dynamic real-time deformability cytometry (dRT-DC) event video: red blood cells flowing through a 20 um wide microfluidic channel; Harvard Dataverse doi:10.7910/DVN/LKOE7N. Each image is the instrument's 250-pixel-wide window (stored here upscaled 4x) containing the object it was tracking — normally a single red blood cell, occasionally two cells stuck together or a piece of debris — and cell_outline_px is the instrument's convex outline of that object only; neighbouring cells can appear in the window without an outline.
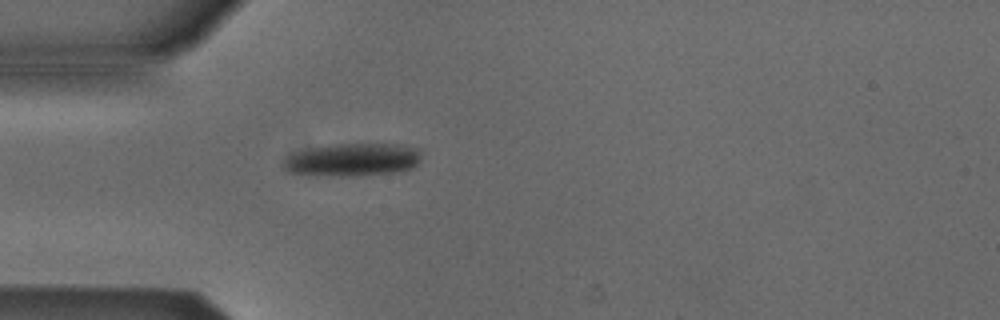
{"species": "Egyptian fruit bat (a non-hibernating species)", "species_latin": "Rousettus aegyptiacus", "temperature_condition": "cold", "stored_images_in_passage": 51, "camera_frame_rate_fps": 3000, "um_per_image_px": 0.085, "animal": {"sex": "male"}, "frame": {"image": 1, "passage_image": 13, "time_ms": 4.0, "image_size_px": [1000, 320], "cell_outline_px": [[420, 160], [412, 168], [400, 172], [352, 176], [336, 176], [288, 172], [284, 168], [284, 160], [288, 156], [296, 152], [312, 148], [332, 144], [400, 144], [416, 148], [420, 152]], "centroid_in_image_um": [30.02, 13.58], "position_along_channel_um": 55.0, "area_um2": 26.3}}
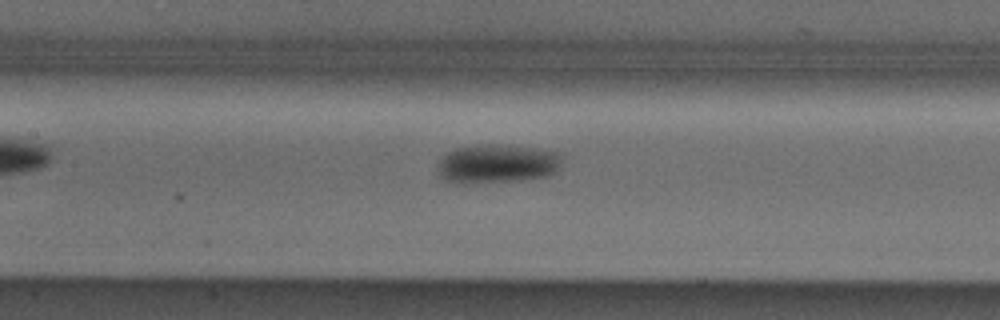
{"frame": {"image": 2, "passage_image": 22, "time_ms": 7.0, "image_size_px": [1000, 320], "cell_outline_px": [[560, 164], [556, 172], [548, 176], [516, 180], [444, 180], [440, 176], [440, 160], [448, 152], [456, 148], [492, 144], [536, 148], [560, 152]], "centroid_in_image_um": [42.36, 13.87], "position_along_channel_um": 165.0, "area_um2": 26.76}}
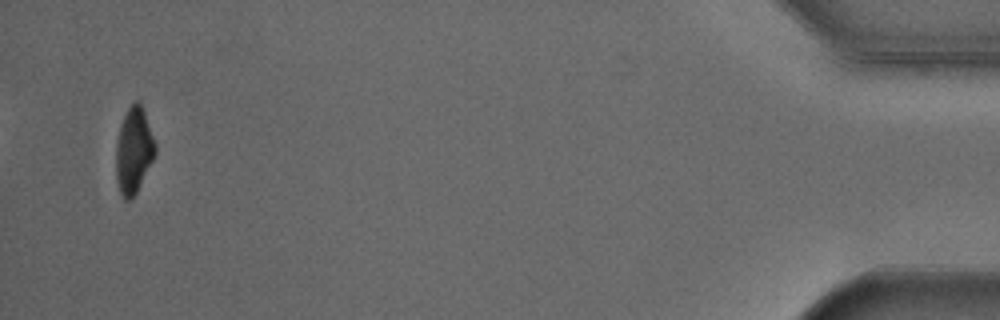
{"frame": {"image": 3, "passage_image": 49, "time_ms": 16.0, "image_size_px": [1000, 320], "cell_outline_px": [[156, 152], [136, 192], [128, 200], [124, 200], [120, 196], [116, 180], [116, 144], [120, 124], [128, 108], [136, 100], [140, 100], [156, 144]], "centroid_in_image_um": [11.35, 12.78], "position_along_channel_um": 423.9, "area_um2": 19.54}, "authors_computed_cell_mechanics": {"area_um2": 23.3512, "velocity_mm_per_s": 3.871, "shape_relaxation_time_tau1_ms": 1.9804, "shape_relaxation_time_tau2_ms": null, "deformation_change_tau1": 0.1113, "deformation_change_tau2": null}}